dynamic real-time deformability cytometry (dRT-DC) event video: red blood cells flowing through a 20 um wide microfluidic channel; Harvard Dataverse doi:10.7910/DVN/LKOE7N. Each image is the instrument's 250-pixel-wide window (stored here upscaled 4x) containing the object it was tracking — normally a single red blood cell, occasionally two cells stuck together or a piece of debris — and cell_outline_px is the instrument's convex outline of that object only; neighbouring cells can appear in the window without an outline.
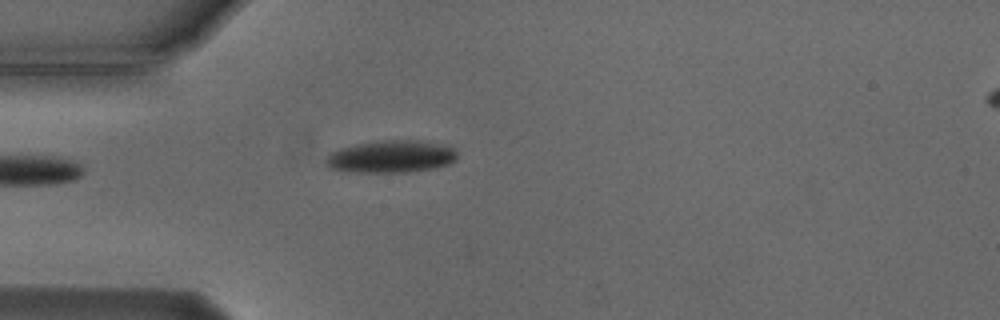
{"species": "Egyptian fruit bat (a non-hibernating species)", "species_latin": "Rousettus aegyptiacus", "temperature_condition": "cold", "stored_images_in_passage": 35, "camera_frame_rate_fps": 3000, "um_per_image_px": 0.085, "animal": {"sex": "male"}, "frame": {"image": 1, "passage_image": 1, "time_ms": 0.0, "image_size_px": [1000, 320], "cell_outline_px": [[456, 160], [448, 164], [436, 168], [404, 172], [356, 172], [328, 168], [324, 164], [324, 160], [332, 152], [340, 148], [356, 144], [380, 140], [420, 140], [452, 144], [456, 152]], "centroid_in_image_um": [33.29, 13.29], "position_along_channel_um": 51.7, "area_um2": 25.14}}
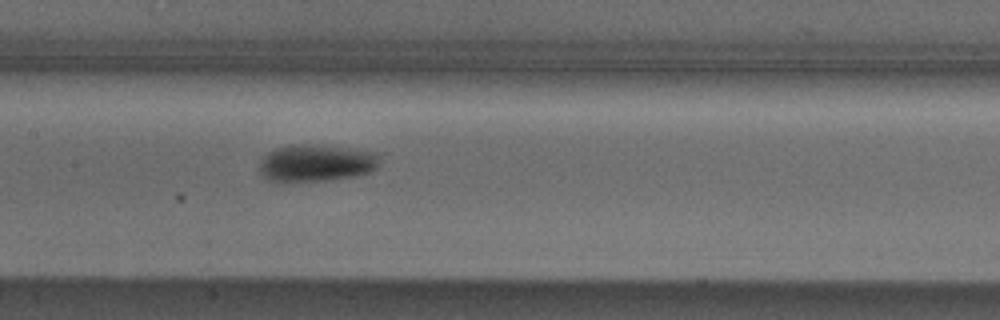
{"frame": {"image": 2, "passage_image": 12, "time_ms": 3.667, "image_size_px": [1000, 320], "cell_outline_px": [[380, 164], [376, 168], [368, 172], [352, 176], [328, 180], [268, 180], [260, 172], [260, 160], [268, 152], [276, 148], [292, 144], [324, 144], [376, 152]], "centroid_in_image_um": [26.89, 13.81], "position_along_channel_um": 180.5, "area_um2": 25.78}}
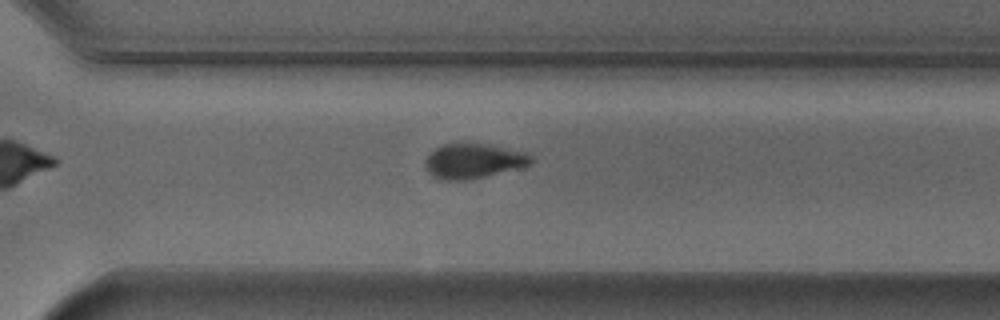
{"frame": {"image": 3, "passage_image": 24, "time_ms": 7.667, "image_size_px": [1000, 320], "cell_outline_px": [[532, 164], [520, 168], [484, 176], [464, 180], [444, 180], [432, 176], [424, 168], [424, 160], [440, 144], [460, 140], [488, 144], [524, 152], [532, 156]], "centroid_in_image_um": [40.19, 13.64], "position_along_channel_um": 330.4, "area_um2": 22.02}, "authors_computed_cell_mechanics": {"area_um2": 24.6228, "velocity_mm_per_s": 3.7591, "shape_relaxation_time_tau1_ms": 2.9716, "shape_relaxation_time_tau2_ms": null, "deformation_change_tau1": 0.1139, "deformation_change_tau2": null}}